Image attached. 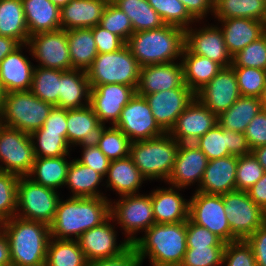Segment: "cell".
<instances>
[{
	"label": "cell",
	"mask_w": 266,
	"mask_h": 266,
	"mask_svg": "<svg viewBox=\"0 0 266 266\" xmlns=\"http://www.w3.org/2000/svg\"><path fill=\"white\" fill-rule=\"evenodd\" d=\"M187 248L226 246L219 237L205 227L193 223L190 219L186 221Z\"/></svg>",
	"instance_id": "53"
},
{
	"label": "cell",
	"mask_w": 266,
	"mask_h": 266,
	"mask_svg": "<svg viewBox=\"0 0 266 266\" xmlns=\"http://www.w3.org/2000/svg\"><path fill=\"white\" fill-rule=\"evenodd\" d=\"M24 46L21 44L0 62V82L5 93L31 88L35 65L24 55Z\"/></svg>",
	"instance_id": "25"
},
{
	"label": "cell",
	"mask_w": 266,
	"mask_h": 266,
	"mask_svg": "<svg viewBox=\"0 0 266 266\" xmlns=\"http://www.w3.org/2000/svg\"><path fill=\"white\" fill-rule=\"evenodd\" d=\"M262 109L260 98L240 96L228 110L217 116V122L222 128L244 133Z\"/></svg>",
	"instance_id": "36"
},
{
	"label": "cell",
	"mask_w": 266,
	"mask_h": 266,
	"mask_svg": "<svg viewBox=\"0 0 266 266\" xmlns=\"http://www.w3.org/2000/svg\"><path fill=\"white\" fill-rule=\"evenodd\" d=\"M12 263L9 240L0 226V266Z\"/></svg>",
	"instance_id": "62"
},
{
	"label": "cell",
	"mask_w": 266,
	"mask_h": 266,
	"mask_svg": "<svg viewBox=\"0 0 266 266\" xmlns=\"http://www.w3.org/2000/svg\"><path fill=\"white\" fill-rule=\"evenodd\" d=\"M260 101L262 103V108L266 110V83L262 92V95L260 97Z\"/></svg>",
	"instance_id": "66"
},
{
	"label": "cell",
	"mask_w": 266,
	"mask_h": 266,
	"mask_svg": "<svg viewBox=\"0 0 266 266\" xmlns=\"http://www.w3.org/2000/svg\"><path fill=\"white\" fill-rule=\"evenodd\" d=\"M175 88H189L184 81L182 62L147 65L140 68L136 93L148 95Z\"/></svg>",
	"instance_id": "23"
},
{
	"label": "cell",
	"mask_w": 266,
	"mask_h": 266,
	"mask_svg": "<svg viewBox=\"0 0 266 266\" xmlns=\"http://www.w3.org/2000/svg\"><path fill=\"white\" fill-rule=\"evenodd\" d=\"M180 143L169 133L131 142L129 156L147 180L166 182L174 168Z\"/></svg>",
	"instance_id": "5"
},
{
	"label": "cell",
	"mask_w": 266,
	"mask_h": 266,
	"mask_svg": "<svg viewBox=\"0 0 266 266\" xmlns=\"http://www.w3.org/2000/svg\"><path fill=\"white\" fill-rule=\"evenodd\" d=\"M4 97H5V91H4V89L1 85V82H0V111H1L2 106H3Z\"/></svg>",
	"instance_id": "67"
},
{
	"label": "cell",
	"mask_w": 266,
	"mask_h": 266,
	"mask_svg": "<svg viewBox=\"0 0 266 266\" xmlns=\"http://www.w3.org/2000/svg\"><path fill=\"white\" fill-rule=\"evenodd\" d=\"M110 216L113 218L112 223L117 220L116 224L123 228L126 240L133 244L137 239L136 233L140 230L145 232L155 224L151 193L125 195L120 196L118 201H111Z\"/></svg>",
	"instance_id": "9"
},
{
	"label": "cell",
	"mask_w": 266,
	"mask_h": 266,
	"mask_svg": "<svg viewBox=\"0 0 266 266\" xmlns=\"http://www.w3.org/2000/svg\"><path fill=\"white\" fill-rule=\"evenodd\" d=\"M140 65L125 45L110 53H98L91 66L86 70L90 86L104 84H123L138 87Z\"/></svg>",
	"instance_id": "7"
},
{
	"label": "cell",
	"mask_w": 266,
	"mask_h": 266,
	"mask_svg": "<svg viewBox=\"0 0 266 266\" xmlns=\"http://www.w3.org/2000/svg\"><path fill=\"white\" fill-rule=\"evenodd\" d=\"M1 266H14L12 263L10 264H5V265H1Z\"/></svg>",
	"instance_id": "68"
},
{
	"label": "cell",
	"mask_w": 266,
	"mask_h": 266,
	"mask_svg": "<svg viewBox=\"0 0 266 266\" xmlns=\"http://www.w3.org/2000/svg\"><path fill=\"white\" fill-rule=\"evenodd\" d=\"M105 177L106 188L116 191L119 196L139 194V188L142 187L143 181L147 180L130 156L110 161Z\"/></svg>",
	"instance_id": "31"
},
{
	"label": "cell",
	"mask_w": 266,
	"mask_h": 266,
	"mask_svg": "<svg viewBox=\"0 0 266 266\" xmlns=\"http://www.w3.org/2000/svg\"><path fill=\"white\" fill-rule=\"evenodd\" d=\"M133 246L142 260L151 266H180L187 250L186 222L155 223Z\"/></svg>",
	"instance_id": "2"
},
{
	"label": "cell",
	"mask_w": 266,
	"mask_h": 266,
	"mask_svg": "<svg viewBox=\"0 0 266 266\" xmlns=\"http://www.w3.org/2000/svg\"><path fill=\"white\" fill-rule=\"evenodd\" d=\"M67 141L71 147L81 148L98 146L106 128L100 123L90 105L79 109H67Z\"/></svg>",
	"instance_id": "24"
},
{
	"label": "cell",
	"mask_w": 266,
	"mask_h": 266,
	"mask_svg": "<svg viewBox=\"0 0 266 266\" xmlns=\"http://www.w3.org/2000/svg\"><path fill=\"white\" fill-rule=\"evenodd\" d=\"M53 107L30 91L8 92L0 111V124L31 134L43 126Z\"/></svg>",
	"instance_id": "6"
},
{
	"label": "cell",
	"mask_w": 266,
	"mask_h": 266,
	"mask_svg": "<svg viewBox=\"0 0 266 266\" xmlns=\"http://www.w3.org/2000/svg\"><path fill=\"white\" fill-rule=\"evenodd\" d=\"M90 90L86 71H61L58 107L79 109L90 105Z\"/></svg>",
	"instance_id": "30"
},
{
	"label": "cell",
	"mask_w": 266,
	"mask_h": 266,
	"mask_svg": "<svg viewBox=\"0 0 266 266\" xmlns=\"http://www.w3.org/2000/svg\"><path fill=\"white\" fill-rule=\"evenodd\" d=\"M241 96L260 98L266 83V70L253 67H233Z\"/></svg>",
	"instance_id": "47"
},
{
	"label": "cell",
	"mask_w": 266,
	"mask_h": 266,
	"mask_svg": "<svg viewBox=\"0 0 266 266\" xmlns=\"http://www.w3.org/2000/svg\"><path fill=\"white\" fill-rule=\"evenodd\" d=\"M110 202L107 197L60 199L50 225L51 238L77 240L84 232L101 225L110 217Z\"/></svg>",
	"instance_id": "1"
},
{
	"label": "cell",
	"mask_w": 266,
	"mask_h": 266,
	"mask_svg": "<svg viewBox=\"0 0 266 266\" xmlns=\"http://www.w3.org/2000/svg\"><path fill=\"white\" fill-rule=\"evenodd\" d=\"M252 153L262 165L264 171H266V145L253 149Z\"/></svg>",
	"instance_id": "64"
},
{
	"label": "cell",
	"mask_w": 266,
	"mask_h": 266,
	"mask_svg": "<svg viewBox=\"0 0 266 266\" xmlns=\"http://www.w3.org/2000/svg\"><path fill=\"white\" fill-rule=\"evenodd\" d=\"M10 245L14 266H45L50 226L14 216L0 223Z\"/></svg>",
	"instance_id": "3"
},
{
	"label": "cell",
	"mask_w": 266,
	"mask_h": 266,
	"mask_svg": "<svg viewBox=\"0 0 266 266\" xmlns=\"http://www.w3.org/2000/svg\"><path fill=\"white\" fill-rule=\"evenodd\" d=\"M264 172L253 153L237 156L236 190L247 191L263 176Z\"/></svg>",
	"instance_id": "50"
},
{
	"label": "cell",
	"mask_w": 266,
	"mask_h": 266,
	"mask_svg": "<svg viewBox=\"0 0 266 266\" xmlns=\"http://www.w3.org/2000/svg\"><path fill=\"white\" fill-rule=\"evenodd\" d=\"M99 26L119 36L125 42L134 33L129 17L111 0L104 10Z\"/></svg>",
	"instance_id": "48"
},
{
	"label": "cell",
	"mask_w": 266,
	"mask_h": 266,
	"mask_svg": "<svg viewBox=\"0 0 266 266\" xmlns=\"http://www.w3.org/2000/svg\"><path fill=\"white\" fill-rule=\"evenodd\" d=\"M90 106L100 123L115 125L124 106L135 95L136 90L123 84L90 86Z\"/></svg>",
	"instance_id": "16"
},
{
	"label": "cell",
	"mask_w": 266,
	"mask_h": 266,
	"mask_svg": "<svg viewBox=\"0 0 266 266\" xmlns=\"http://www.w3.org/2000/svg\"><path fill=\"white\" fill-rule=\"evenodd\" d=\"M237 156L210 160L196 191L222 195L236 190Z\"/></svg>",
	"instance_id": "26"
},
{
	"label": "cell",
	"mask_w": 266,
	"mask_h": 266,
	"mask_svg": "<svg viewBox=\"0 0 266 266\" xmlns=\"http://www.w3.org/2000/svg\"><path fill=\"white\" fill-rule=\"evenodd\" d=\"M231 66L266 70V33L233 55Z\"/></svg>",
	"instance_id": "49"
},
{
	"label": "cell",
	"mask_w": 266,
	"mask_h": 266,
	"mask_svg": "<svg viewBox=\"0 0 266 266\" xmlns=\"http://www.w3.org/2000/svg\"><path fill=\"white\" fill-rule=\"evenodd\" d=\"M178 190L181 188L170 186L151 191L155 223H179L189 219V201Z\"/></svg>",
	"instance_id": "27"
},
{
	"label": "cell",
	"mask_w": 266,
	"mask_h": 266,
	"mask_svg": "<svg viewBox=\"0 0 266 266\" xmlns=\"http://www.w3.org/2000/svg\"><path fill=\"white\" fill-rule=\"evenodd\" d=\"M87 263L77 240L50 239L45 266H87Z\"/></svg>",
	"instance_id": "41"
},
{
	"label": "cell",
	"mask_w": 266,
	"mask_h": 266,
	"mask_svg": "<svg viewBox=\"0 0 266 266\" xmlns=\"http://www.w3.org/2000/svg\"><path fill=\"white\" fill-rule=\"evenodd\" d=\"M19 176L0 171V223L16 216Z\"/></svg>",
	"instance_id": "46"
},
{
	"label": "cell",
	"mask_w": 266,
	"mask_h": 266,
	"mask_svg": "<svg viewBox=\"0 0 266 266\" xmlns=\"http://www.w3.org/2000/svg\"><path fill=\"white\" fill-rule=\"evenodd\" d=\"M246 241L253 249L256 266H266V222L251 234Z\"/></svg>",
	"instance_id": "59"
},
{
	"label": "cell",
	"mask_w": 266,
	"mask_h": 266,
	"mask_svg": "<svg viewBox=\"0 0 266 266\" xmlns=\"http://www.w3.org/2000/svg\"><path fill=\"white\" fill-rule=\"evenodd\" d=\"M53 4H55L59 9L66 6L71 0H50Z\"/></svg>",
	"instance_id": "65"
},
{
	"label": "cell",
	"mask_w": 266,
	"mask_h": 266,
	"mask_svg": "<svg viewBox=\"0 0 266 266\" xmlns=\"http://www.w3.org/2000/svg\"><path fill=\"white\" fill-rule=\"evenodd\" d=\"M29 36L61 29L60 9L50 0H22Z\"/></svg>",
	"instance_id": "32"
},
{
	"label": "cell",
	"mask_w": 266,
	"mask_h": 266,
	"mask_svg": "<svg viewBox=\"0 0 266 266\" xmlns=\"http://www.w3.org/2000/svg\"><path fill=\"white\" fill-rule=\"evenodd\" d=\"M223 266H256L251 245L246 240L226 243L223 255Z\"/></svg>",
	"instance_id": "52"
},
{
	"label": "cell",
	"mask_w": 266,
	"mask_h": 266,
	"mask_svg": "<svg viewBox=\"0 0 266 266\" xmlns=\"http://www.w3.org/2000/svg\"><path fill=\"white\" fill-rule=\"evenodd\" d=\"M87 266H142V260L138 256L135 247L131 244L120 255L92 260L87 263Z\"/></svg>",
	"instance_id": "57"
},
{
	"label": "cell",
	"mask_w": 266,
	"mask_h": 266,
	"mask_svg": "<svg viewBox=\"0 0 266 266\" xmlns=\"http://www.w3.org/2000/svg\"><path fill=\"white\" fill-rule=\"evenodd\" d=\"M194 143L207 156L208 161L252 153L244 133L222 128L218 123Z\"/></svg>",
	"instance_id": "20"
},
{
	"label": "cell",
	"mask_w": 266,
	"mask_h": 266,
	"mask_svg": "<svg viewBox=\"0 0 266 266\" xmlns=\"http://www.w3.org/2000/svg\"><path fill=\"white\" fill-rule=\"evenodd\" d=\"M185 47L193 54L205 56L222 67L232 64V56L226 47L222 31L217 25L185 30Z\"/></svg>",
	"instance_id": "18"
},
{
	"label": "cell",
	"mask_w": 266,
	"mask_h": 266,
	"mask_svg": "<svg viewBox=\"0 0 266 266\" xmlns=\"http://www.w3.org/2000/svg\"><path fill=\"white\" fill-rule=\"evenodd\" d=\"M82 150L81 158H77L76 160L85 166H89L105 178L110 160L103 154L98 146L82 148Z\"/></svg>",
	"instance_id": "56"
},
{
	"label": "cell",
	"mask_w": 266,
	"mask_h": 266,
	"mask_svg": "<svg viewBox=\"0 0 266 266\" xmlns=\"http://www.w3.org/2000/svg\"><path fill=\"white\" fill-rule=\"evenodd\" d=\"M226 216L222 195L195 191L189 199V219L230 243L232 232Z\"/></svg>",
	"instance_id": "12"
},
{
	"label": "cell",
	"mask_w": 266,
	"mask_h": 266,
	"mask_svg": "<svg viewBox=\"0 0 266 266\" xmlns=\"http://www.w3.org/2000/svg\"><path fill=\"white\" fill-rule=\"evenodd\" d=\"M35 157L68 156L72 148L67 133L33 132L30 134Z\"/></svg>",
	"instance_id": "43"
},
{
	"label": "cell",
	"mask_w": 266,
	"mask_h": 266,
	"mask_svg": "<svg viewBox=\"0 0 266 266\" xmlns=\"http://www.w3.org/2000/svg\"><path fill=\"white\" fill-rule=\"evenodd\" d=\"M224 210L232 232V242L246 240L266 222V212L246 191L235 190L222 194Z\"/></svg>",
	"instance_id": "10"
},
{
	"label": "cell",
	"mask_w": 266,
	"mask_h": 266,
	"mask_svg": "<svg viewBox=\"0 0 266 266\" xmlns=\"http://www.w3.org/2000/svg\"><path fill=\"white\" fill-rule=\"evenodd\" d=\"M61 70L35 66L30 92L53 106L58 107Z\"/></svg>",
	"instance_id": "42"
},
{
	"label": "cell",
	"mask_w": 266,
	"mask_h": 266,
	"mask_svg": "<svg viewBox=\"0 0 266 266\" xmlns=\"http://www.w3.org/2000/svg\"><path fill=\"white\" fill-rule=\"evenodd\" d=\"M72 69L86 71L98 55L92 28L66 30Z\"/></svg>",
	"instance_id": "38"
},
{
	"label": "cell",
	"mask_w": 266,
	"mask_h": 266,
	"mask_svg": "<svg viewBox=\"0 0 266 266\" xmlns=\"http://www.w3.org/2000/svg\"><path fill=\"white\" fill-rule=\"evenodd\" d=\"M21 44L10 37L0 36V62L9 53L17 49Z\"/></svg>",
	"instance_id": "63"
},
{
	"label": "cell",
	"mask_w": 266,
	"mask_h": 266,
	"mask_svg": "<svg viewBox=\"0 0 266 266\" xmlns=\"http://www.w3.org/2000/svg\"><path fill=\"white\" fill-rule=\"evenodd\" d=\"M216 19L249 18L266 23V5L263 0H214Z\"/></svg>",
	"instance_id": "39"
},
{
	"label": "cell",
	"mask_w": 266,
	"mask_h": 266,
	"mask_svg": "<svg viewBox=\"0 0 266 266\" xmlns=\"http://www.w3.org/2000/svg\"><path fill=\"white\" fill-rule=\"evenodd\" d=\"M67 109L54 106L43 126L34 132L67 133Z\"/></svg>",
	"instance_id": "58"
},
{
	"label": "cell",
	"mask_w": 266,
	"mask_h": 266,
	"mask_svg": "<svg viewBox=\"0 0 266 266\" xmlns=\"http://www.w3.org/2000/svg\"><path fill=\"white\" fill-rule=\"evenodd\" d=\"M207 163V156L195 143H182L179 146L172 173L166 182L169 186L181 189L196 182L199 186Z\"/></svg>",
	"instance_id": "22"
},
{
	"label": "cell",
	"mask_w": 266,
	"mask_h": 266,
	"mask_svg": "<svg viewBox=\"0 0 266 266\" xmlns=\"http://www.w3.org/2000/svg\"><path fill=\"white\" fill-rule=\"evenodd\" d=\"M240 96L232 66L223 67L208 84L195 93V98L217 116L228 110Z\"/></svg>",
	"instance_id": "15"
},
{
	"label": "cell",
	"mask_w": 266,
	"mask_h": 266,
	"mask_svg": "<svg viewBox=\"0 0 266 266\" xmlns=\"http://www.w3.org/2000/svg\"><path fill=\"white\" fill-rule=\"evenodd\" d=\"M246 192L249 197L266 212V171Z\"/></svg>",
	"instance_id": "61"
},
{
	"label": "cell",
	"mask_w": 266,
	"mask_h": 266,
	"mask_svg": "<svg viewBox=\"0 0 266 266\" xmlns=\"http://www.w3.org/2000/svg\"><path fill=\"white\" fill-rule=\"evenodd\" d=\"M150 6L160 15L166 25L186 30L197 21L180 0H147Z\"/></svg>",
	"instance_id": "44"
},
{
	"label": "cell",
	"mask_w": 266,
	"mask_h": 266,
	"mask_svg": "<svg viewBox=\"0 0 266 266\" xmlns=\"http://www.w3.org/2000/svg\"><path fill=\"white\" fill-rule=\"evenodd\" d=\"M180 60L184 70L185 84L196 93L223 68L220 64L205 56L191 53L184 47Z\"/></svg>",
	"instance_id": "33"
},
{
	"label": "cell",
	"mask_w": 266,
	"mask_h": 266,
	"mask_svg": "<svg viewBox=\"0 0 266 266\" xmlns=\"http://www.w3.org/2000/svg\"><path fill=\"white\" fill-rule=\"evenodd\" d=\"M0 36L27 44L29 33L22 0H0Z\"/></svg>",
	"instance_id": "37"
},
{
	"label": "cell",
	"mask_w": 266,
	"mask_h": 266,
	"mask_svg": "<svg viewBox=\"0 0 266 266\" xmlns=\"http://www.w3.org/2000/svg\"><path fill=\"white\" fill-rule=\"evenodd\" d=\"M111 221L113 218L110 216L101 225L89 229L77 239L88 262L118 256L131 245L126 239L117 243V231Z\"/></svg>",
	"instance_id": "19"
},
{
	"label": "cell",
	"mask_w": 266,
	"mask_h": 266,
	"mask_svg": "<svg viewBox=\"0 0 266 266\" xmlns=\"http://www.w3.org/2000/svg\"><path fill=\"white\" fill-rule=\"evenodd\" d=\"M103 180L104 177L100 173L72 159L64 186L68 185L67 187L71 189L70 197H106L98 188Z\"/></svg>",
	"instance_id": "34"
},
{
	"label": "cell",
	"mask_w": 266,
	"mask_h": 266,
	"mask_svg": "<svg viewBox=\"0 0 266 266\" xmlns=\"http://www.w3.org/2000/svg\"><path fill=\"white\" fill-rule=\"evenodd\" d=\"M59 196L57 190L39 185L27 176H20L17 185L16 216L50 226L61 199Z\"/></svg>",
	"instance_id": "8"
},
{
	"label": "cell",
	"mask_w": 266,
	"mask_h": 266,
	"mask_svg": "<svg viewBox=\"0 0 266 266\" xmlns=\"http://www.w3.org/2000/svg\"><path fill=\"white\" fill-rule=\"evenodd\" d=\"M231 56L265 33V22L249 18L217 19ZM222 27V28H221Z\"/></svg>",
	"instance_id": "29"
},
{
	"label": "cell",
	"mask_w": 266,
	"mask_h": 266,
	"mask_svg": "<svg viewBox=\"0 0 266 266\" xmlns=\"http://www.w3.org/2000/svg\"><path fill=\"white\" fill-rule=\"evenodd\" d=\"M128 17L133 32L158 29L164 22L160 15L150 6L147 0H111Z\"/></svg>",
	"instance_id": "40"
},
{
	"label": "cell",
	"mask_w": 266,
	"mask_h": 266,
	"mask_svg": "<svg viewBox=\"0 0 266 266\" xmlns=\"http://www.w3.org/2000/svg\"><path fill=\"white\" fill-rule=\"evenodd\" d=\"M244 135L251 150L266 145V110L262 109L251 120Z\"/></svg>",
	"instance_id": "54"
},
{
	"label": "cell",
	"mask_w": 266,
	"mask_h": 266,
	"mask_svg": "<svg viewBox=\"0 0 266 266\" xmlns=\"http://www.w3.org/2000/svg\"><path fill=\"white\" fill-rule=\"evenodd\" d=\"M110 0H71L60 9L61 29L92 28L99 25Z\"/></svg>",
	"instance_id": "28"
},
{
	"label": "cell",
	"mask_w": 266,
	"mask_h": 266,
	"mask_svg": "<svg viewBox=\"0 0 266 266\" xmlns=\"http://www.w3.org/2000/svg\"><path fill=\"white\" fill-rule=\"evenodd\" d=\"M92 34L98 53H110L120 50L126 42L119 36L112 34L99 25L92 27Z\"/></svg>",
	"instance_id": "55"
},
{
	"label": "cell",
	"mask_w": 266,
	"mask_h": 266,
	"mask_svg": "<svg viewBox=\"0 0 266 266\" xmlns=\"http://www.w3.org/2000/svg\"><path fill=\"white\" fill-rule=\"evenodd\" d=\"M130 145L129 138L112 125L104 129L98 147L110 161H113L129 156Z\"/></svg>",
	"instance_id": "45"
},
{
	"label": "cell",
	"mask_w": 266,
	"mask_h": 266,
	"mask_svg": "<svg viewBox=\"0 0 266 266\" xmlns=\"http://www.w3.org/2000/svg\"><path fill=\"white\" fill-rule=\"evenodd\" d=\"M114 126L131 142L156 138L166 133L156 122L145 97L137 93L124 106Z\"/></svg>",
	"instance_id": "14"
},
{
	"label": "cell",
	"mask_w": 266,
	"mask_h": 266,
	"mask_svg": "<svg viewBox=\"0 0 266 266\" xmlns=\"http://www.w3.org/2000/svg\"><path fill=\"white\" fill-rule=\"evenodd\" d=\"M25 47L30 49L32 58L39 62L36 66L61 71L72 70L67 33L64 29L31 35Z\"/></svg>",
	"instance_id": "13"
},
{
	"label": "cell",
	"mask_w": 266,
	"mask_h": 266,
	"mask_svg": "<svg viewBox=\"0 0 266 266\" xmlns=\"http://www.w3.org/2000/svg\"><path fill=\"white\" fill-rule=\"evenodd\" d=\"M217 123V115L194 98L179 115L169 134L180 144L194 143Z\"/></svg>",
	"instance_id": "21"
},
{
	"label": "cell",
	"mask_w": 266,
	"mask_h": 266,
	"mask_svg": "<svg viewBox=\"0 0 266 266\" xmlns=\"http://www.w3.org/2000/svg\"><path fill=\"white\" fill-rule=\"evenodd\" d=\"M188 12L197 20H204L209 13L213 15L214 0H180ZM206 16V17H205Z\"/></svg>",
	"instance_id": "60"
},
{
	"label": "cell",
	"mask_w": 266,
	"mask_h": 266,
	"mask_svg": "<svg viewBox=\"0 0 266 266\" xmlns=\"http://www.w3.org/2000/svg\"><path fill=\"white\" fill-rule=\"evenodd\" d=\"M225 246L187 248L180 266H222Z\"/></svg>",
	"instance_id": "51"
},
{
	"label": "cell",
	"mask_w": 266,
	"mask_h": 266,
	"mask_svg": "<svg viewBox=\"0 0 266 266\" xmlns=\"http://www.w3.org/2000/svg\"><path fill=\"white\" fill-rule=\"evenodd\" d=\"M159 126L169 133L179 115L195 98L190 88H175L144 95Z\"/></svg>",
	"instance_id": "17"
},
{
	"label": "cell",
	"mask_w": 266,
	"mask_h": 266,
	"mask_svg": "<svg viewBox=\"0 0 266 266\" xmlns=\"http://www.w3.org/2000/svg\"><path fill=\"white\" fill-rule=\"evenodd\" d=\"M66 157H35L32 169L27 177L44 187L54 190L62 188L71 163L70 160L68 162Z\"/></svg>",
	"instance_id": "35"
},
{
	"label": "cell",
	"mask_w": 266,
	"mask_h": 266,
	"mask_svg": "<svg viewBox=\"0 0 266 266\" xmlns=\"http://www.w3.org/2000/svg\"><path fill=\"white\" fill-rule=\"evenodd\" d=\"M34 160L30 134L0 124V171L28 176Z\"/></svg>",
	"instance_id": "11"
},
{
	"label": "cell",
	"mask_w": 266,
	"mask_h": 266,
	"mask_svg": "<svg viewBox=\"0 0 266 266\" xmlns=\"http://www.w3.org/2000/svg\"><path fill=\"white\" fill-rule=\"evenodd\" d=\"M126 45L140 67L174 62L181 60L185 30L165 24L158 29L133 33Z\"/></svg>",
	"instance_id": "4"
}]
</instances>
